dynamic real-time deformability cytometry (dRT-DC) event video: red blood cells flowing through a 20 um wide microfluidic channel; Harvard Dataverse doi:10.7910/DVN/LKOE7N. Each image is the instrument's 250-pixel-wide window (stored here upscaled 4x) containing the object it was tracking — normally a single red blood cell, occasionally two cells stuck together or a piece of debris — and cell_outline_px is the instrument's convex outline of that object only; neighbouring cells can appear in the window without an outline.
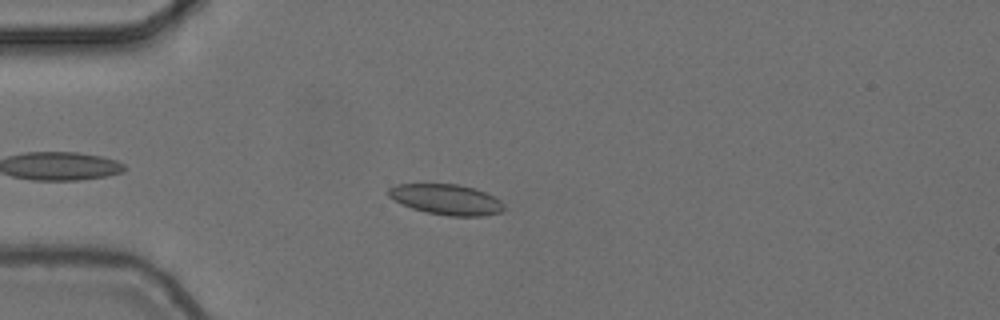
{"species": "common noctule bat (a hibernating species)", "species_latin": "Nyctalus noctula", "temperature_condition": "cold", "stored_images_in_passage": 8, "camera_frame_rate_fps": 3000, "um_per_image_px": 0.085, "animal": {"sex": "female", "body_mass_g": 24.6, "forearm_length_mm": 56.2}, "frame": {"image": 1, "passage_image": 4, "time_ms": 1.0, "image_size_px": [1000, 320], "cell_outline_px": [[504, 212], [484, 216], [448, 216], [424, 212], [412, 208], [388, 196], [388, 188], [396, 184], [456, 184], [476, 188], [500, 200], [504, 204]], "centroid_in_image_um": [37.97, 16.96], "position_along_channel_um": 47.0, "area_um2": 20.58}}
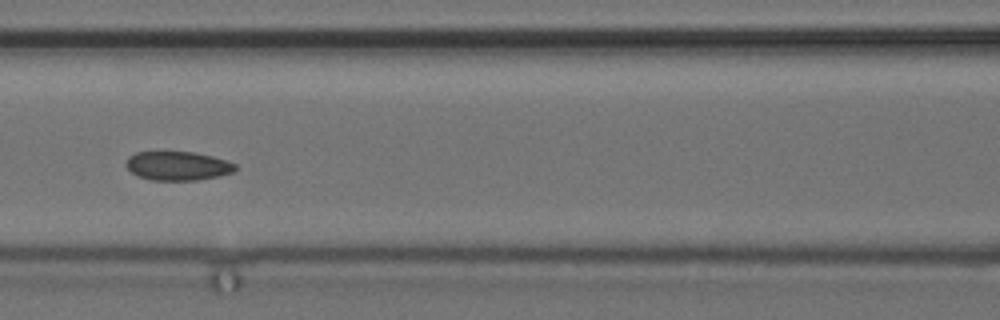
{"frame": {"image": 2, "passage_image": 7, "time_ms": 2.0, "image_size_px": [1000, 320], "cell_outline_px": [[236, 168], [232, 172], [216, 176], [196, 180], [152, 180], [140, 176], [132, 172], [124, 164], [128, 156], [136, 152], [192, 152], [212, 156], [228, 160], [236, 164]], "centroid_in_image_um": [15.09, 14.09], "position_along_channel_um": 151.5, "area_um2": 18.26}}
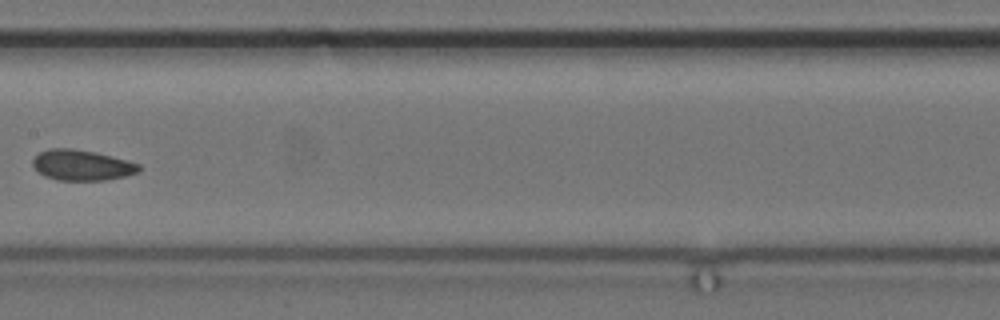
{"frame": {"image": 3, "passage_image": 8, "time_ms": 2.333, "image_size_px": [1000, 320], "cell_outline_px": [[140, 168], [136, 172], [124, 176], [104, 180], [56, 180], [44, 176], [32, 164], [32, 160], [40, 152], [52, 148], [72, 148], [96, 152], [128, 160], [140, 164]], "centroid_in_image_um": [6.95, 14.03], "position_along_channel_um": 200.5, "area_um2": 18.79}}